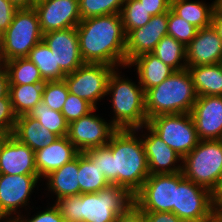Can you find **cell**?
<instances>
[{
  "instance_id": "cell-1",
  "label": "cell",
  "mask_w": 222,
  "mask_h": 222,
  "mask_svg": "<svg viewBox=\"0 0 222 222\" xmlns=\"http://www.w3.org/2000/svg\"><path fill=\"white\" fill-rule=\"evenodd\" d=\"M138 131L116 130L107 145L86 151L110 184L127 188L133 195L150 175L143 142L135 135Z\"/></svg>"
},
{
  "instance_id": "cell-2",
  "label": "cell",
  "mask_w": 222,
  "mask_h": 222,
  "mask_svg": "<svg viewBox=\"0 0 222 222\" xmlns=\"http://www.w3.org/2000/svg\"><path fill=\"white\" fill-rule=\"evenodd\" d=\"M76 30L85 63L126 67V34L120 14L82 19Z\"/></svg>"
},
{
  "instance_id": "cell-3",
  "label": "cell",
  "mask_w": 222,
  "mask_h": 222,
  "mask_svg": "<svg viewBox=\"0 0 222 222\" xmlns=\"http://www.w3.org/2000/svg\"><path fill=\"white\" fill-rule=\"evenodd\" d=\"M65 222H114L117 215L134 204V195L119 185L110 184L96 193H84L57 199Z\"/></svg>"
},
{
  "instance_id": "cell-4",
  "label": "cell",
  "mask_w": 222,
  "mask_h": 222,
  "mask_svg": "<svg viewBox=\"0 0 222 222\" xmlns=\"http://www.w3.org/2000/svg\"><path fill=\"white\" fill-rule=\"evenodd\" d=\"M197 97L189 70L175 71L161 84L145 91L148 120L159 115L191 113Z\"/></svg>"
},
{
  "instance_id": "cell-5",
  "label": "cell",
  "mask_w": 222,
  "mask_h": 222,
  "mask_svg": "<svg viewBox=\"0 0 222 222\" xmlns=\"http://www.w3.org/2000/svg\"><path fill=\"white\" fill-rule=\"evenodd\" d=\"M112 71L106 94H111L114 117L110 123L117 129H138L147 125L145 91L140 84L121 77L118 68Z\"/></svg>"
},
{
  "instance_id": "cell-6",
  "label": "cell",
  "mask_w": 222,
  "mask_h": 222,
  "mask_svg": "<svg viewBox=\"0 0 222 222\" xmlns=\"http://www.w3.org/2000/svg\"><path fill=\"white\" fill-rule=\"evenodd\" d=\"M182 172L186 179L215 193L222 181V140H200L183 158Z\"/></svg>"
},
{
  "instance_id": "cell-7",
  "label": "cell",
  "mask_w": 222,
  "mask_h": 222,
  "mask_svg": "<svg viewBox=\"0 0 222 222\" xmlns=\"http://www.w3.org/2000/svg\"><path fill=\"white\" fill-rule=\"evenodd\" d=\"M42 40L43 33L34 7L17 9L12 23L1 35L3 63L27 57L29 51Z\"/></svg>"
},
{
  "instance_id": "cell-8",
  "label": "cell",
  "mask_w": 222,
  "mask_h": 222,
  "mask_svg": "<svg viewBox=\"0 0 222 222\" xmlns=\"http://www.w3.org/2000/svg\"><path fill=\"white\" fill-rule=\"evenodd\" d=\"M147 126L182 158L190 153L200 141L191 113L152 117L148 120Z\"/></svg>"
},
{
  "instance_id": "cell-9",
  "label": "cell",
  "mask_w": 222,
  "mask_h": 222,
  "mask_svg": "<svg viewBox=\"0 0 222 222\" xmlns=\"http://www.w3.org/2000/svg\"><path fill=\"white\" fill-rule=\"evenodd\" d=\"M173 213L180 219H211L215 214L214 193L176 173V206Z\"/></svg>"
},
{
  "instance_id": "cell-10",
  "label": "cell",
  "mask_w": 222,
  "mask_h": 222,
  "mask_svg": "<svg viewBox=\"0 0 222 222\" xmlns=\"http://www.w3.org/2000/svg\"><path fill=\"white\" fill-rule=\"evenodd\" d=\"M115 67L101 63H84L74 72L66 74L64 81L69 93L97 108V101L107 96V83Z\"/></svg>"
},
{
  "instance_id": "cell-11",
  "label": "cell",
  "mask_w": 222,
  "mask_h": 222,
  "mask_svg": "<svg viewBox=\"0 0 222 222\" xmlns=\"http://www.w3.org/2000/svg\"><path fill=\"white\" fill-rule=\"evenodd\" d=\"M134 204L142 212H173V206H176V173L150 174L134 194Z\"/></svg>"
},
{
  "instance_id": "cell-12",
  "label": "cell",
  "mask_w": 222,
  "mask_h": 222,
  "mask_svg": "<svg viewBox=\"0 0 222 222\" xmlns=\"http://www.w3.org/2000/svg\"><path fill=\"white\" fill-rule=\"evenodd\" d=\"M94 108L87 115L69 123L67 137L79 153L91 148L107 145L111 135L117 130L110 122L96 116Z\"/></svg>"
},
{
  "instance_id": "cell-13",
  "label": "cell",
  "mask_w": 222,
  "mask_h": 222,
  "mask_svg": "<svg viewBox=\"0 0 222 222\" xmlns=\"http://www.w3.org/2000/svg\"><path fill=\"white\" fill-rule=\"evenodd\" d=\"M40 179L38 174H0V220H10L18 213L19 207L27 206L29 196Z\"/></svg>"
},
{
  "instance_id": "cell-14",
  "label": "cell",
  "mask_w": 222,
  "mask_h": 222,
  "mask_svg": "<svg viewBox=\"0 0 222 222\" xmlns=\"http://www.w3.org/2000/svg\"><path fill=\"white\" fill-rule=\"evenodd\" d=\"M34 9L43 34L76 27L81 21L79 0H39Z\"/></svg>"
},
{
  "instance_id": "cell-15",
  "label": "cell",
  "mask_w": 222,
  "mask_h": 222,
  "mask_svg": "<svg viewBox=\"0 0 222 222\" xmlns=\"http://www.w3.org/2000/svg\"><path fill=\"white\" fill-rule=\"evenodd\" d=\"M43 41L53 53L56 66L65 74L74 72L85 63L80 54L76 27L47 32L43 34Z\"/></svg>"
},
{
  "instance_id": "cell-16",
  "label": "cell",
  "mask_w": 222,
  "mask_h": 222,
  "mask_svg": "<svg viewBox=\"0 0 222 222\" xmlns=\"http://www.w3.org/2000/svg\"><path fill=\"white\" fill-rule=\"evenodd\" d=\"M168 35V12L152 16L143 27L126 35V67L137 56L151 53L158 42Z\"/></svg>"
},
{
  "instance_id": "cell-17",
  "label": "cell",
  "mask_w": 222,
  "mask_h": 222,
  "mask_svg": "<svg viewBox=\"0 0 222 222\" xmlns=\"http://www.w3.org/2000/svg\"><path fill=\"white\" fill-rule=\"evenodd\" d=\"M191 115L200 140H222V96H198Z\"/></svg>"
},
{
  "instance_id": "cell-18",
  "label": "cell",
  "mask_w": 222,
  "mask_h": 222,
  "mask_svg": "<svg viewBox=\"0 0 222 222\" xmlns=\"http://www.w3.org/2000/svg\"><path fill=\"white\" fill-rule=\"evenodd\" d=\"M148 130L146 135H141L146 159L148 163V170L150 174H173L182 172V163L177 166L180 160L183 158L172 148H170L160 137L147 125L138 128Z\"/></svg>"
},
{
  "instance_id": "cell-19",
  "label": "cell",
  "mask_w": 222,
  "mask_h": 222,
  "mask_svg": "<svg viewBox=\"0 0 222 222\" xmlns=\"http://www.w3.org/2000/svg\"><path fill=\"white\" fill-rule=\"evenodd\" d=\"M186 63L187 68L222 63V39L213 25L197 30L186 46Z\"/></svg>"
},
{
  "instance_id": "cell-20",
  "label": "cell",
  "mask_w": 222,
  "mask_h": 222,
  "mask_svg": "<svg viewBox=\"0 0 222 222\" xmlns=\"http://www.w3.org/2000/svg\"><path fill=\"white\" fill-rule=\"evenodd\" d=\"M0 174H38L35 165V152L10 135L0 153Z\"/></svg>"
},
{
  "instance_id": "cell-21",
  "label": "cell",
  "mask_w": 222,
  "mask_h": 222,
  "mask_svg": "<svg viewBox=\"0 0 222 222\" xmlns=\"http://www.w3.org/2000/svg\"><path fill=\"white\" fill-rule=\"evenodd\" d=\"M79 154L67 136L58 137L52 144L35 152L38 176L45 178Z\"/></svg>"
},
{
  "instance_id": "cell-22",
  "label": "cell",
  "mask_w": 222,
  "mask_h": 222,
  "mask_svg": "<svg viewBox=\"0 0 222 222\" xmlns=\"http://www.w3.org/2000/svg\"><path fill=\"white\" fill-rule=\"evenodd\" d=\"M12 136L28 145L34 152L52 144L58 136L41 126L40 122L27 114L17 117Z\"/></svg>"
},
{
  "instance_id": "cell-23",
  "label": "cell",
  "mask_w": 222,
  "mask_h": 222,
  "mask_svg": "<svg viewBox=\"0 0 222 222\" xmlns=\"http://www.w3.org/2000/svg\"><path fill=\"white\" fill-rule=\"evenodd\" d=\"M136 67L138 83L144 91L161 84L166 78L175 72L169 65L164 64L157 56L152 53H145L132 59L127 66Z\"/></svg>"
},
{
  "instance_id": "cell-24",
  "label": "cell",
  "mask_w": 222,
  "mask_h": 222,
  "mask_svg": "<svg viewBox=\"0 0 222 222\" xmlns=\"http://www.w3.org/2000/svg\"><path fill=\"white\" fill-rule=\"evenodd\" d=\"M78 175V155L61 168L53 171L44 179L48 180L49 191L55 193L56 200L68 196L80 195Z\"/></svg>"
},
{
  "instance_id": "cell-25",
  "label": "cell",
  "mask_w": 222,
  "mask_h": 222,
  "mask_svg": "<svg viewBox=\"0 0 222 222\" xmlns=\"http://www.w3.org/2000/svg\"><path fill=\"white\" fill-rule=\"evenodd\" d=\"M197 96H222V63L188 67Z\"/></svg>"
},
{
  "instance_id": "cell-26",
  "label": "cell",
  "mask_w": 222,
  "mask_h": 222,
  "mask_svg": "<svg viewBox=\"0 0 222 222\" xmlns=\"http://www.w3.org/2000/svg\"><path fill=\"white\" fill-rule=\"evenodd\" d=\"M216 0L208 5L202 1L171 0L170 9L197 29L212 25Z\"/></svg>"
},
{
  "instance_id": "cell-27",
  "label": "cell",
  "mask_w": 222,
  "mask_h": 222,
  "mask_svg": "<svg viewBox=\"0 0 222 222\" xmlns=\"http://www.w3.org/2000/svg\"><path fill=\"white\" fill-rule=\"evenodd\" d=\"M80 194L96 193L110 185L98 168L96 161L85 151L78 154V175Z\"/></svg>"
},
{
  "instance_id": "cell-28",
  "label": "cell",
  "mask_w": 222,
  "mask_h": 222,
  "mask_svg": "<svg viewBox=\"0 0 222 222\" xmlns=\"http://www.w3.org/2000/svg\"><path fill=\"white\" fill-rule=\"evenodd\" d=\"M44 83L26 85H8V94L15 115L28 114L42 101Z\"/></svg>"
},
{
  "instance_id": "cell-29",
  "label": "cell",
  "mask_w": 222,
  "mask_h": 222,
  "mask_svg": "<svg viewBox=\"0 0 222 222\" xmlns=\"http://www.w3.org/2000/svg\"><path fill=\"white\" fill-rule=\"evenodd\" d=\"M28 58L40 71L45 82L63 80L66 74L56 66V60L50 48L42 40L30 51Z\"/></svg>"
},
{
  "instance_id": "cell-30",
  "label": "cell",
  "mask_w": 222,
  "mask_h": 222,
  "mask_svg": "<svg viewBox=\"0 0 222 222\" xmlns=\"http://www.w3.org/2000/svg\"><path fill=\"white\" fill-rule=\"evenodd\" d=\"M8 73V85L45 83L39 69L28 58H15L3 64Z\"/></svg>"
},
{
  "instance_id": "cell-31",
  "label": "cell",
  "mask_w": 222,
  "mask_h": 222,
  "mask_svg": "<svg viewBox=\"0 0 222 222\" xmlns=\"http://www.w3.org/2000/svg\"><path fill=\"white\" fill-rule=\"evenodd\" d=\"M151 53L175 71L187 68L186 47L172 36H164ZM182 61L183 63H180Z\"/></svg>"
},
{
  "instance_id": "cell-32",
  "label": "cell",
  "mask_w": 222,
  "mask_h": 222,
  "mask_svg": "<svg viewBox=\"0 0 222 222\" xmlns=\"http://www.w3.org/2000/svg\"><path fill=\"white\" fill-rule=\"evenodd\" d=\"M29 117L37 119L58 137L67 136L69 123L61 112L52 110L44 102H39L28 114Z\"/></svg>"
},
{
  "instance_id": "cell-33",
  "label": "cell",
  "mask_w": 222,
  "mask_h": 222,
  "mask_svg": "<svg viewBox=\"0 0 222 222\" xmlns=\"http://www.w3.org/2000/svg\"><path fill=\"white\" fill-rule=\"evenodd\" d=\"M120 16L126 35L133 29L145 26L152 17L139 0H125Z\"/></svg>"
},
{
  "instance_id": "cell-34",
  "label": "cell",
  "mask_w": 222,
  "mask_h": 222,
  "mask_svg": "<svg viewBox=\"0 0 222 222\" xmlns=\"http://www.w3.org/2000/svg\"><path fill=\"white\" fill-rule=\"evenodd\" d=\"M125 0H79L82 19L108 14H120Z\"/></svg>"
},
{
  "instance_id": "cell-35",
  "label": "cell",
  "mask_w": 222,
  "mask_h": 222,
  "mask_svg": "<svg viewBox=\"0 0 222 222\" xmlns=\"http://www.w3.org/2000/svg\"><path fill=\"white\" fill-rule=\"evenodd\" d=\"M69 94L68 87L63 80L47 81L44 83L42 102L52 110L61 112Z\"/></svg>"
},
{
  "instance_id": "cell-36",
  "label": "cell",
  "mask_w": 222,
  "mask_h": 222,
  "mask_svg": "<svg viewBox=\"0 0 222 222\" xmlns=\"http://www.w3.org/2000/svg\"><path fill=\"white\" fill-rule=\"evenodd\" d=\"M197 28L177 16L171 9L168 11V35L185 47L195 38Z\"/></svg>"
},
{
  "instance_id": "cell-37",
  "label": "cell",
  "mask_w": 222,
  "mask_h": 222,
  "mask_svg": "<svg viewBox=\"0 0 222 222\" xmlns=\"http://www.w3.org/2000/svg\"><path fill=\"white\" fill-rule=\"evenodd\" d=\"M93 109L94 107L86 100L69 93L61 113L64 115L66 121L71 123L87 115Z\"/></svg>"
},
{
  "instance_id": "cell-38",
  "label": "cell",
  "mask_w": 222,
  "mask_h": 222,
  "mask_svg": "<svg viewBox=\"0 0 222 222\" xmlns=\"http://www.w3.org/2000/svg\"><path fill=\"white\" fill-rule=\"evenodd\" d=\"M17 116L15 115L9 94L0 98V133L12 135Z\"/></svg>"
},
{
  "instance_id": "cell-39",
  "label": "cell",
  "mask_w": 222,
  "mask_h": 222,
  "mask_svg": "<svg viewBox=\"0 0 222 222\" xmlns=\"http://www.w3.org/2000/svg\"><path fill=\"white\" fill-rule=\"evenodd\" d=\"M13 219L17 222H65L58 208L54 204L50 206V208L48 207L46 211L38 212V214L31 217V219H26L25 217L20 216L19 213L17 216L15 215Z\"/></svg>"
},
{
  "instance_id": "cell-40",
  "label": "cell",
  "mask_w": 222,
  "mask_h": 222,
  "mask_svg": "<svg viewBox=\"0 0 222 222\" xmlns=\"http://www.w3.org/2000/svg\"><path fill=\"white\" fill-rule=\"evenodd\" d=\"M17 9L18 8L9 0H0V35H2L12 23Z\"/></svg>"
},
{
  "instance_id": "cell-41",
  "label": "cell",
  "mask_w": 222,
  "mask_h": 222,
  "mask_svg": "<svg viewBox=\"0 0 222 222\" xmlns=\"http://www.w3.org/2000/svg\"><path fill=\"white\" fill-rule=\"evenodd\" d=\"M152 16L168 12L171 0H139Z\"/></svg>"
},
{
  "instance_id": "cell-42",
  "label": "cell",
  "mask_w": 222,
  "mask_h": 222,
  "mask_svg": "<svg viewBox=\"0 0 222 222\" xmlns=\"http://www.w3.org/2000/svg\"><path fill=\"white\" fill-rule=\"evenodd\" d=\"M114 222H145L143 212L133 204L126 212L117 215Z\"/></svg>"
},
{
  "instance_id": "cell-43",
  "label": "cell",
  "mask_w": 222,
  "mask_h": 222,
  "mask_svg": "<svg viewBox=\"0 0 222 222\" xmlns=\"http://www.w3.org/2000/svg\"><path fill=\"white\" fill-rule=\"evenodd\" d=\"M145 222H178L180 219L173 212H143Z\"/></svg>"
},
{
  "instance_id": "cell-44",
  "label": "cell",
  "mask_w": 222,
  "mask_h": 222,
  "mask_svg": "<svg viewBox=\"0 0 222 222\" xmlns=\"http://www.w3.org/2000/svg\"><path fill=\"white\" fill-rule=\"evenodd\" d=\"M212 25L222 39V9L217 4L213 13Z\"/></svg>"
},
{
  "instance_id": "cell-45",
  "label": "cell",
  "mask_w": 222,
  "mask_h": 222,
  "mask_svg": "<svg viewBox=\"0 0 222 222\" xmlns=\"http://www.w3.org/2000/svg\"><path fill=\"white\" fill-rule=\"evenodd\" d=\"M8 73L4 65L0 66V98L8 93Z\"/></svg>"
},
{
  "instance_id": "cell-46",
  "label": "cell",
  "mask_w": 222,
  "mask_h": 222,
  "mask_svg": "<svg viewBox=\"0 0 222 222\" xmlns=\"http://www.w3.org/2000/svg\"><path fill=\"white\" fill-rule=\"evenodd\" d=\"M18 9L32 8L36 3L34 0H9Z\"/></svg>"
},
{
  "instance_id": "cell-47",
  "label": "cell",
  "mask_w": 222,
  "mask_h": 222,
  "mask_svg": "<svg viewBox=\"0 0 222 222\" xmlns=\"http://www.w3.org/2000/svg\"><path fill=\"white\" fill-rule=\"evenodd\" d=\"M215 214L222 219V198H214Z\"/></svg>"
},
{
  "instance_id": "cell-48",
  "label": "cell",
  "mask_w": 222,
  "mask_h": 222,
  "mask_svg": "<svg viewBox=\"0 0 222 222\" xmlns=\"http://www.w3.org/2000/svg\"><path fill=\"white\" fill-rule=\"evenodd\" d=\"M9 136H10V135H8V134H2V133H0V153H1L2 146H3L4 142L7 140V138H8Z\"/></svg>"
},
{
  "instance_id": "cell-49",
  "label": "cell",
  "mask_w": 222,
  "mask_h": 222,
  "mask_svg": "<svg viewBox=\"0 0 222 222\" xmlns=\"http://www.w3.org/2000/svg\"><path fill=\"white\" fill-rule=\"evenodd\" d=\"M178 222H211V219H199V220L179 219Z\"/></svg>"
},
{
  "instance_id": "cell-50",
  "label": "cell",
  "mask_w": 222,
  "mask_h": 222,
  "mask_svg": "<svg viewBox=\"0 0 222 222\" xmlns=\"http://www.w3.org/2000/svg\"><path fill=\"white\" fill-rule=\"evenodd\" d=\"M214 198H222V181L219 188L214 193Z\"/></svg>"
},
{
  "instance_id": "cell-51",
  "label": "cell",
  "mask_w": 222,
  "mask_h": 222,
  "mask_svg": "<svg viewBox=\"0 0 222 222\" xmlns=\"http://www.w3.org/2000/svg\"><path fill=\"white\" fill-rule=\"evenodd\" d=\"M211 222H222V219L214 214V216L211 218Z\"/></svg>"
},
{
  "instance_id": "cell-52",
  "label": "cell",
  "mask_w": 222,
  "mask_h": 222,
  "mask_svg": "<svg viewBox=\"0 0 222 222\" xmlns=\"http://www.w3.org/2000/svg\"><path fill=\"white\" fill-rule=\"evenodd\" d=\"M3 60H2V48H1V35H0V66L3 65Z\"/></svg>"
},
{
  "instance_id": "cell-53",
  "label": "cell",
  "mask_w": 222,
  "mask_h": 222,
  "mask_svg": "<svg viewBox=\"0 0 222 222\" xmlns=\"http://www.w3.org/2000/svg\"><path fill=\"white\" fill-rule=\"evenodd\" d=\"M216 4L222 9V0H216Z\"/></svg>"
},
{
  "instance_id": "cell-54",
  "label": "cell",
  "mask_w": 222,
  "mask_h": 222,
  "mask_svg": "<svg viewBox=\"0 0 222 222\" xmlns=\"http://www.w3.org/2000/svg\"><path fill=\"white\" fill-rule=\"evenodd\" d=\"M3 222H17V221L11 217L10 220H4Z\"/></svg>"
}]
</instances>
